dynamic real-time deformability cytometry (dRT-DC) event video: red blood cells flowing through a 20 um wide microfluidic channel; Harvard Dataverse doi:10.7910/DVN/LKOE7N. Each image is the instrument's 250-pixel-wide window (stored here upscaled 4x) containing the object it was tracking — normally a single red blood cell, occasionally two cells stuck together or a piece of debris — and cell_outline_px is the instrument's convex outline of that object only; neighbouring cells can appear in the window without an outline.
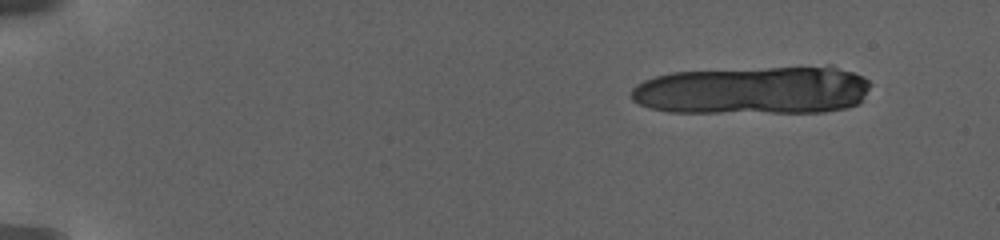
{"species": "human", "species_latin": "Homo sapiens", "temperature_condition": "warm", "stored_images_in_passage": 33, "camera_frame_rate_fps": 3000, "um_per_image_px": 0.085, "donor": {"sex": "female"}, "frame": {"image": 1, "passage_image": 1, "time_ms": 0.0, "image_size_px": [1000, 240], "cell_outline_px": [[872, 84], [860, 100], [856, 104], [844, 108], [824, 112], [668, 112], [648, 108], [632, 100], [632, 88], [636, 84], [644, 80], [656, 76], [672, 72], [828, 64], [832, 64], [852, 72], [868, 80]], "centroid_in_image_um": [64.05, 7.65], "position_along_channel_um": 20.9, "area_um2": 68.15}}